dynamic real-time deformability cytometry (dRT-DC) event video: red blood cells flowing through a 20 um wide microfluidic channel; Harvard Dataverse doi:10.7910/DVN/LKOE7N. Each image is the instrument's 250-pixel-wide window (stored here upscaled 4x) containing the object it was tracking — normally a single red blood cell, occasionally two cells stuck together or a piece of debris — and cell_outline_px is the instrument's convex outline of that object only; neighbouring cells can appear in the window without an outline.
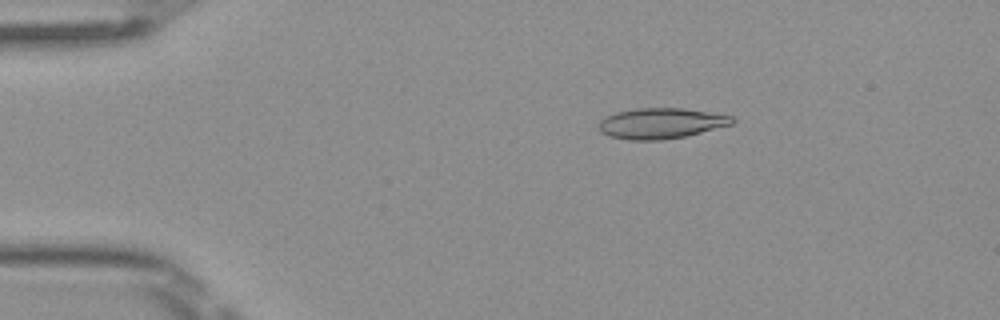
{"species": "Egyptian fruit bat (a non-hibernating species)", "species_latin": "Rousettus aegyptiacus", "temperature_condition": "room temperature", "stored_images_in_passage": 4, "camera_frame_rate_fps": 3000, "um_per_image_px": 0.085, "frame": {"image": 1, "passage_image": 2, "time_ms": 0.333, "image_size_px": [1000, 320], "cell_outline_px": [[736, 120], [732, 124], [684, 136], [664, 140], [628, 140], [608, 136], [600, 132], [600, 120], [616, 112], [640, 108], [684, 108], [732, 116]], "centroid_in_image_um": [56.17, 10.49], "position_along_channel_um": 28.8, "area_um2": 23.58}}
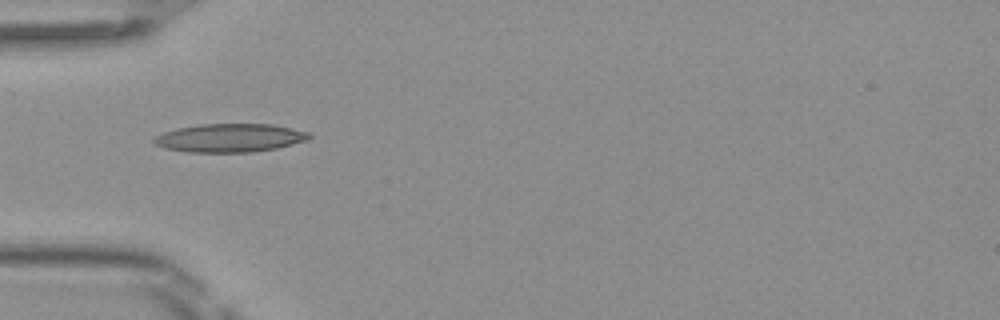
{"frame": {"image": 2, "passage_image": 4, "time_ms": 1.0, "image_size_px": [1000, 320], "cell_outline_px": [[312, 136], [308, 140], [276, 148], [252, 152], [188, 152], [164, 148], [156, 144], [152, 140], [156, 136], [164, 132], [176, 128], [200, 124], [272, 124], [292, 128], [308, 132]], "centroid_in_image_um": [19.54, 11.72], "position_along_channel_um": 65.5, "area_um2": 25.66}}